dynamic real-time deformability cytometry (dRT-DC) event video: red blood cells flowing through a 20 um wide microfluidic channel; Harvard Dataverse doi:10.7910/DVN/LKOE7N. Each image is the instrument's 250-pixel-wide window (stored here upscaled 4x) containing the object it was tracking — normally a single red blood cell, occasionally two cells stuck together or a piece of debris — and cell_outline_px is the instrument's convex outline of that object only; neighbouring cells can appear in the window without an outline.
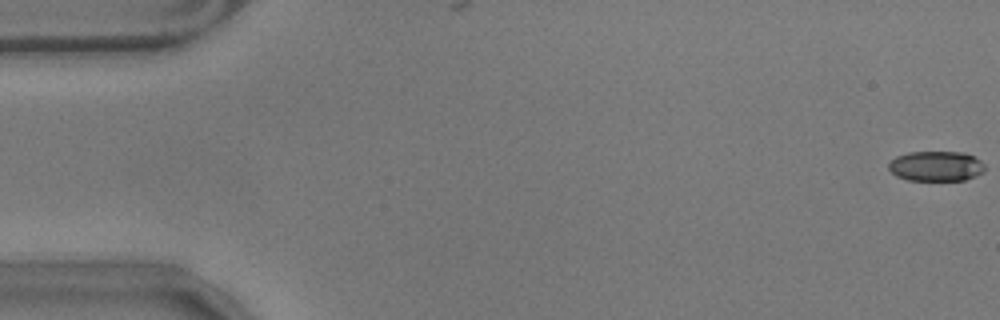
{"species": "common noctule bat (a hibernating species)", "species_latin": "Nyctalus noctula", "temperature_condition": "warm", "stored_images_in_passage": 58, "camera_frame_rate_fps": 3000, "um_per_image_px": 0.085, "animal": {"sex": "male", "body_mass_g": 17.9}, "frame": {"image": 1, "passage_image": 1, "time_ms": 0.0, "image_size_px": [1000, 320], "cell_outline_px": [[984, 172], [976, 176], [964, 180], [908, 180], [896, 176], [888, 168], [888, 164], [896, 156], [908, 152], [964, 152], [980, 160], [984, 164]], "centroid_in_image_um": [79.56, 14.12], "position_along_channel_um": 5.4, "area_um2": 16.88}}
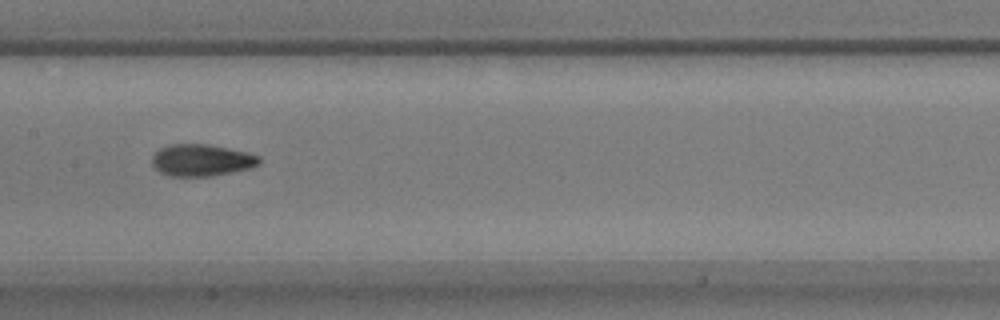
{"frame": {"image": 2, "passage_image": 29, "time_ms": 9.333, "image_size_px": [1000, 320], "cell_outline_px": [[260, 164], [248, 168], [208, 176], [168, 176], [160, 172], [152, 164], [152, 156], [160, 148], [168, 144], [208, 144], [248, 152], [260, 156]], "centroid_in_image_um": [17.11, 13.6], "position_along_channel_um": 190.3, "area_um2": 19.77}}
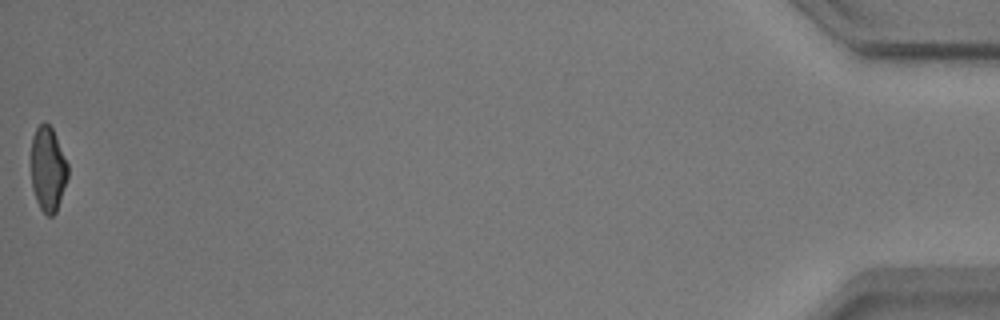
{"frame": {"image": 3, "passage_image": 58, "time_ms": 19.0, "image_size_px": [1000, 320], "cell_outline_px": [[68, 176], [56, 212], [52, 216], [48, 216], [40, 208], [36, 200], [32, 188], [32, 136], [36, 128], [44, 120], [52, 128], [68, 164]], "centroid_in_image_um": [4.07, 14.36], "position_along_channel_um": 431.1, "area_um2": 17.98}, "authors_computed_cell_mechanics": {"area_um2": 19.2763, "velocity_mm_per_s": 3.5343, "shape_relaxation_time_tau1_ms": 5.848, "shape_relaxation_time_tau2_ms": 2.0214, "deformation_change_tau1": 0.1718, "deformation_change_tau2": 0.0866}}